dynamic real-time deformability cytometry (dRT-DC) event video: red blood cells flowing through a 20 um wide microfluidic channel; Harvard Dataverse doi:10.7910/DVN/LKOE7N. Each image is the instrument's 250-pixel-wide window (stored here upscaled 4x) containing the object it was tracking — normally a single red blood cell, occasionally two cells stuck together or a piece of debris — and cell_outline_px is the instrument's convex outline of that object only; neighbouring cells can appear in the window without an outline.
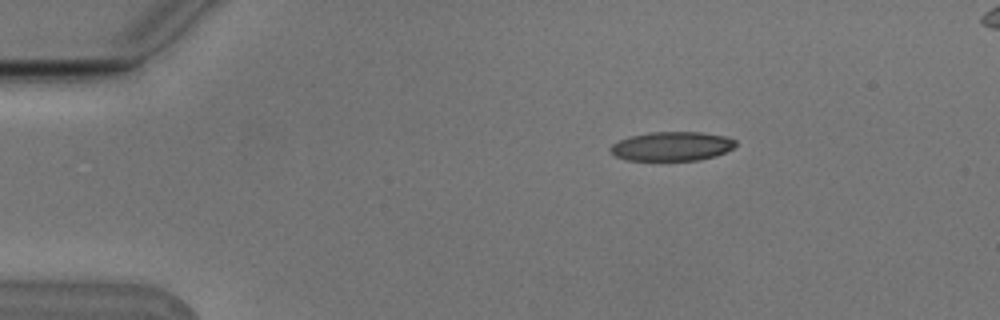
{"species": "Egyptian fruit bat (a non-hibernating species)", "species_latin": "Rousettus aegyptiacus", "temperature_condition": "cold", "stored_images_in_passage": 5, "camera_frame_rate_fps": 3000, "um_per_image_px": 0.085, "animal": {"sex": "male"}, "frame": {"image": 1, "passage_image": 5, "time_ms": 1.333, "image_size_px": [1000, 320], "cell_outline_px": [[736, 144], [732, 148], [716, 156], [700, 160], [624, 160], [616, 156], [608, 148], [612, 144], [628, 136], [652, 132], [700, 132], [724, 136], [736, 140]], "centroid_in_image_um": [57.09, 12.43], "position_along_channel_um": 27.9, "area_um2": 21.21}}